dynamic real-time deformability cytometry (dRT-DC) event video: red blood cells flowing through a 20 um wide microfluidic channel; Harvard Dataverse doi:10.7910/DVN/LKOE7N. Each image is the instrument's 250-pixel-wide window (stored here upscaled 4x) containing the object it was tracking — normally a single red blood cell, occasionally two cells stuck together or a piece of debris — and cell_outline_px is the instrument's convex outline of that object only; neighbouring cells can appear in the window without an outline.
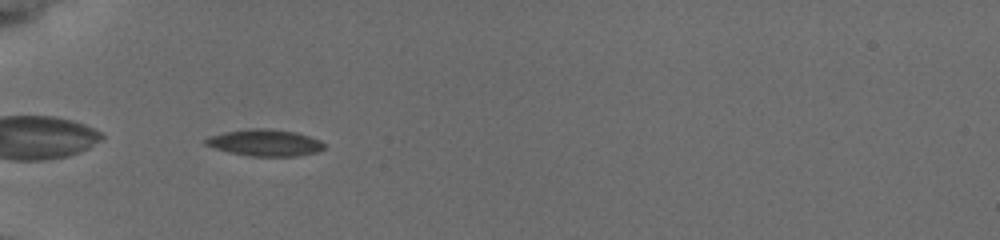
{"species": "common noctule bat (a hibernating species)", "species_latin": "Nyctalus noctula", "temperature_condition": "cold", "stored_images_in_passage": 37, "camera_frame_rate_fps": 3000, "um_per_image_px": 0.085, "animal": {"sex": "female", "body_mass_g": 19.5, "forearm_length_mm": 54.1}, "frame": {"image": 1, "passage_image": 1, "time_ms": 0.0, "image_size_px": [1000, 240], "cell_outline_px": [[324, 148], [316, 152], [296, 156], [252, 156], [232, 152], [216, 148], [204, 144], [204, 140], [208, 136], [224, 132], [256, 128], [264, 128], [296, 132], [320, 140], [324, 144]], "centroid_in_image_um": [22.52, 12.12], "position_along_channel_um": 62.5, "area_um2": 18.09}}
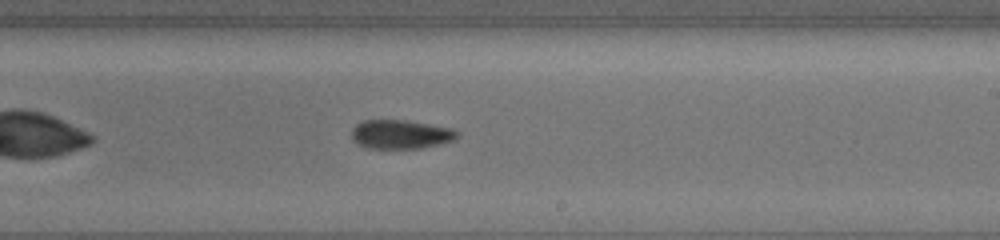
{"frame": {"image": 2, "passage_image": 17, "time_ms": 5.333, "image_size_px": [1000, 240], "cell_outline_px": [[456, 136], [452, 140], [440, 144], [420, 148], [368, 148], [352, 140], [352, 128], [356, 124], [364, 120], [404, 120], [448, 128], [456, 132]], "centroid_in_image_um": [33.97, 11.42], "position_along_channel_um": 255.0, "area_um2": 17.34}}
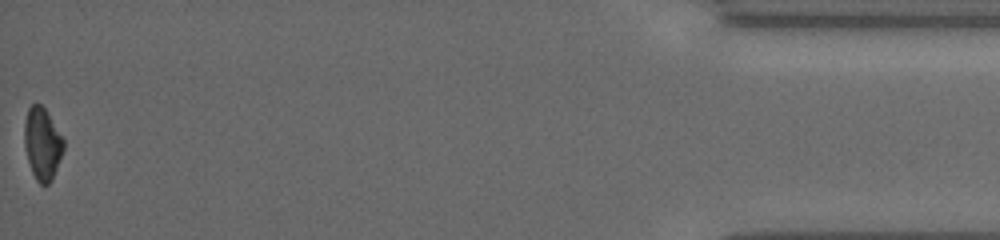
{"frame": {"image": 3, "passage_image": 37, "time_ms": 12.0, "image_size_px": [1000, 240], "cell_outline_px": [[64, 148], [52, 180], [48, 184], [40, 184], [36, 180], [32, 172], [28, 160], [24, 144], [24, 124], [28, 108], [32, 104], [40, 104], [44, 108], [64, 140]], "centroid_in_image_um": [3.58, 12.23], "position_along_channel_um": 431.6, "area_um2": 16.24}, "authors_computed_cell_mechanics": {"area_um2": 17.2244, "velocity_mm_per_s": 3.8252, "shape_relaxation_time_tau1_ms": 7.3047, "shape_relaxation_time_tau2_ms": 4.4614, "deformation_change_tau1": 0.1542, "deformation_change_tau2": 0.1185}}